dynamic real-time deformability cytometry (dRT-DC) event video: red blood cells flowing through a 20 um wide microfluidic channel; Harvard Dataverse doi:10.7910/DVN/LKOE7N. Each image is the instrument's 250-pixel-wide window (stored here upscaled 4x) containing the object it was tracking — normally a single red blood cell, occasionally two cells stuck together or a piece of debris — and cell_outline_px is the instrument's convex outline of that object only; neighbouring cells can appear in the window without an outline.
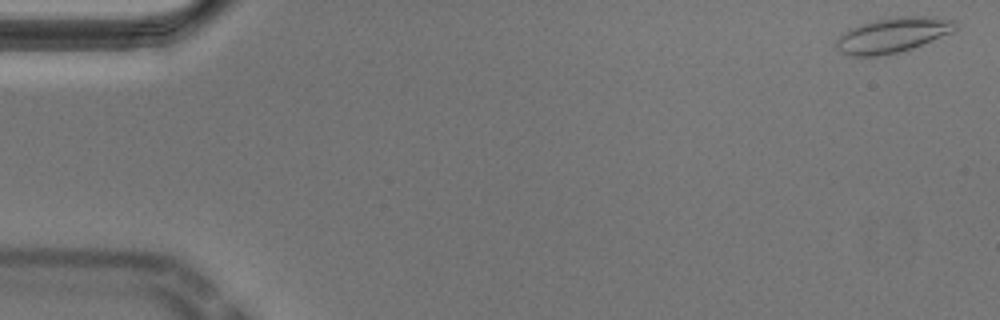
{"species": "Egyptian fruit bat (a non-hibernating species)", "species_latin": "Rousettus aegyptiacus", "temperature_condition": "cold", "stored_images_in_passage": 9, "camera_frame_rate_fps": 3000, "um_per_image_px": 0.085, "animal": {"sex": "male"}, "frame": {"image": 1, "passage_image": 2, "time_ms": 0.333, "image_size_px": [1000, 320], "cell_outline_px": [[956, 28], [952, 32], [912, 48], [880, 56], [852, 56], [840, 52], [836, 48], [836, 40], [848, 28], [860, 24], [876, 20], [900, 16], [928, 16], [956, 20]], "centroid_in_image_um": [75.86, 2.97], "position_along_channel_um": 9.1, "area_um2": 24.16}}